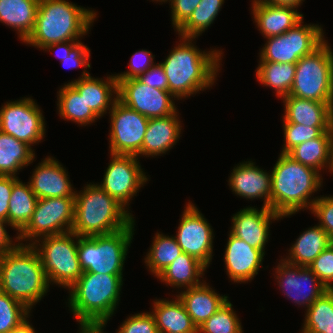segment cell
Returning <instances> with one entry per match:
<instances>
[{
    "label": "cell",
    "instance_id": "1",
    "mask_svg": "<svg viewBox=\"0 0 333 333\" xmlns=\"http://www.w3.org/2000/svg\"><path fill=\"white\" fill-rule=\"evenodd\" d=\"M179 37L181 43L160 63L167 76L168 91L178 100L212 87L223 55L217 49L200 51L192 43L195 38Z\"/></svg>",
    "mask_w": 333,
    "mask_h": 333
},
{
    "label": "cell",
    "instance_id": "2",
    "mask_svg": "<svg viewBox=\"0 0 333 333\" xmlns=\"http://www.w3.org/2000/svg\"><path fill=\"white\" fill-rule=\"evenodd\" d=\"M96 16L94 10L66 0H39L33 31L24 43L42 50L54 43L79 41Z\"/></svg>",
    "mask_w": 333,
    "mask_h": 333
},
{
    "label": "cell",
    "instance_id": "3",
    "mask_svg": "<svg viewBox=\"0 0 333 333\" xmlns=\"http://www.w3.org/2000/svg\"><path fill=\"white\" fill-rule=\"evenodd\" d=\"M321 177L314 168L280 153L271 171V210L281 217H288L304 208L311 210L317 197H310L322 186Z\"/></svg>",
    "mask_w": 333,
    "mask_h": 333
},
{
    "label": "cell",
    "instance_id": "4",
    "mask_svg": "<svg viewBox=\"0 0 333 333\" xmlns=\"http://www.w3.org/2000/svg\"><path fill=\"white\" fill-rule=\"evenodd\" d=\"M49 286L40 256L31 244L17 243L0 257V291L28 309L47 294Z\"/></svg>",
    "mask_w": 333,
    "mask_h": 333
},
{
    "label": "cell",
    "instance_id": "5",
    "mask_svg": "<svg viewBox=\"0 0 333 333\" xmlns=\"http://www.w3.org/2000/svg\"><path fill=\"white\" fill-rule=\"evenodd\" d=\"M128 210L98 184H87L83 191H76L71 231L79 237L117 232L134 221Z\"/></svg>",
    "mask_w": 333,
    "mask_h": 333
},
{
    "label": "cell",
    "instance_id": "6",
    "mask_svg": "<svg viewBox=\"0 0 333 333\" xmlns=\"http://www.w3.org/2000/svg\"><path fill=\"white\" fill-rule=\"evenodd\" d=\"M122 284L123 275L83 272L69 288L68 307L76 321L108 322L117 309Z\"/></svg>",
    "mask_w": 333,
    "mask_h": 333
},
{
    "label": "cell",
    "instance_id": "7",
    "mask_svg": "<svg viewBox=\"0 0 333 333\" xmlns=\"http://www.w3.org/2000/svg\"><path fill=\"white\" fill-rule=\"evenodd\" d=\"M134 225L135 221L122 230L105 235L78 236V258L82 271L123 275V265L135 231Z\"/></svg>",
    "mask_w": 333,
    "mask_h": 333
},
{
    "label": "cell",
    "instance_id": "8",
    "mask_svg": "<svg viewBox=\"0 0 333 333\" xmlns=\"http://www.w3.org/2000/svg\"><path fill=\"white\" fill-rule=\"evenodd\" d=\"M32 246L40 256L49 284L69 289L83 274L78 258V235L72 231L41 237Z\"/></svg>",
    "mask_w": 333,
    "mask_h": 333
},
{
    "label": "cell",
    "instance_id": "9",
    "mask_svg": "<svg viewBox=\"0 0 333 333\" xmlns=\"http://www.w3.org/2000/svg\"><path fill=\"white\" fill-rule=\"evenodd\" d=\"M290 96L333 103V52L327 40L296 63Z\"/></svg>",
    "mask_w": 333,
    "mask_h": 333
},
{
    "label": "cell",
    "instance_id": "10",
    "mask_svg": "<svg viewBox=\"0 0 333 333\" xmlns=\"http://www.w3.org/2000/svg\"><path fill=\"white\" fill-rule=\"evenodd\" d=\"M303 19L285 33L267 37L260 61L296 64L300 58L313 53L326 40L318 24L302 25Z\"/></svg>",
    "mask_w": 333,
    "mask_h": 333
},
{
    "label": "cell",
    "instance_id": "11",
    "mask_svg": "<svg viewBox=\"0 0 333 333\" xmlns=\"http://www.w3.org/2000/svg\"><path fill=\"white\" fill-rule=\"evenodd\" d=\"M75 197L38 199L33 215L27 225L15 237L16 241L33 244L45 236L71 232L74 223Z\"/></svg>",
    "mask_w": 333,
    "mask_h": 333
},
{
    "label": "cell",
    "instance_id": "12",
    "mask_svg": "<svg viewBox=\"0 0 333 333\" xmlns=\"http://www.w3.org/2000/svg\"><path fill=\"white\" fill-rule=\"evenodd\" d=\"M34 99L10 101L0 108V131L30 146L45 136V119Z\"/></svg>",
    "mask_w": 333,
    "mask_h": 333
},
{
    "label": "cell",
    "instance_id": "13",
    "mask_svg": "<svg viewBox=\"0 0 333 333\" xmlns=\"http://www.w3.org/2000/svg\"><path fill=\"white\" fill-rule=\"evenodd\" d=\"M108 113L111 120L110 153L137 156L142 149L149 119L118 99Z\"/></svg>",
    "mask_w": 333,
    "mask_h": 333
},
{
    "label": "cell",
    "instance_id": "14",
    "mask_svg": "<svg viewBox=\"0 0 333 333\" xmlns=\"http://www.w3.org/2000/svg\"><path fill=\"white\" fill-rule=\"evenodd\" d=\"M110 156L111 162L98 185L126 208L148 178L137 156L111 153Z\"/></svg>",
    "mask_w": 333,
    "mask_h": 333
},
{
    "label": "cell",
    "instance_id": "15",
    "mask_svg": "<svg viewBox=\"0 0 333 333\" xmlns=\"http://www.w3.org/2000/svg\"><path fill=\"white\" fill-rule=\"evenodd\" d=\"M117 81L118 100L148 119L178 112L174 103L175 97L169 91L152 88L137 78L117 79Z\"/></svg>",
    "mask_w": 333,
    "mask_h": 333
},
{
    "label": "cell",
    "instance_id": "16",
    "mask_svg": "<svg viewBox=\"0 0 333 333\" xmlns=\"http://www.w3.org/2000/svg\"><path fill=\"white\" fill-rule=\"evenodd\" d=\"M213 229L192 202H188L182 214L175 236L182 252L195 257L209 267L213 254Z\"/></svg>",
    "mask_w": 333,
    "mask_h": 333
},
{
    "label": "cell",
    "instance_id": "17",
    "mask_svg": "<svg viewBox=\"0 0 333 333\" xmlns=\"http://www.w3.org/2000/svg\"><path fill=\"white\" fill-rule=\"evenodd\" d=\"M276 279L286 297L308 309L328 289L308 268L281 259L276 266Z\"/></svg>",
    "mask_w": 333,
    "mask_h": 333
},
{
    "label": "cell",
    "instance_id": "18",
    "mask_svg": "<svg viewBox=\"0 0 333 333\" xmlns=\"http://www.w3.org/2000/svg\"><path fill=\"white\" fill-rule=\"evenodd\" d=\"M281 218L278 213L268 207L262 206L260 210L246 207L233 215L230 233L265 254L264 248L269 239L271 220Z\"/></svg>",
    "mask_w": 333,
    "mask_h": 333
},
{
    "label": "cell",
    "instance_id": "19",
    "mask_svg": "<svg viewBox=\"0 0 333 333\" xmlns=\"http://www.w3.org/2000/svg\"><path fill=\"white\" fill-rule=\"evenodd\" d=\"M228 235L223 257L226 273L234 283L251 281L258 274L265 254L231 233Z\"/></svg>",
    "mask_w": 333,
    "mask_h": 333
},
{
    "label": "cell",
    "instance_id": "20",
    "mask_svg": "<svg viewBox=\"0 0 333 333\" xmlns=\"http://www.w3.org/2000/svg\"><path fill=\"white\" fill-rule=\"evenodd\" d=\"M232 192L246 199H263V207L271 209V173L260 169L252 161H244L234 167L229 176Z\"/></svg>",
    "mask_w": 333,
    "mask_h": 333
},
{
    "label": "cell",
    "instance_id": "21",
    "mask_svg": "<svg viewBox=\"0 0 333 333\" xmlns=\"http://www.w3.org/2000/svg\"><path fill=\"white\" fill-rule=\"evenodd\" d=\"M29 183L38 199L75 197L68 172L54 157L45 158L34 169Z\"/></svg>",
    "mask_w": 333,
    "mask_h": 333
},
{
    "label": "cell",
    "instance_id": "22",
    "mask_svg": "<svg viewBox=\"0 0 333 333\" xmlns=\"http://www.w3.org/2000/svg\"><path fill=\"white\" fill-rule=\"evenodd\" d=\"M251 9L256 26L264 38L285 33L304 17L294 7L271 5L259 0L252 1Z\"/></svg>",
    "mask_w": 333,
    "mask_h": 333
},
{
    "label": "cell",
    "instance_id": "23",
    "mask_svg": "<svg viewBox=\"0 0 333 333\" xmlns=\"http://www.w3.org/2000/svg\"><path fill=\"white\" fill-rule=\"evenodd\" d=\"M178 113L159 118H150L143 138L141 156H160L166 154L180 138L181 121Z\"/></svg>",
    "mask_w": 333,
    "mask_h": 333
},
{
    "label": "cell",
    "instance_id": "24",
    "mask_svg": "<svg viewBox=\"0 0 333 333\" xmlns=\"http://www.w3.org/2000/svg\"><path fill=\"white\" fill-rule=\"evenodd\" d=\"M69 83L79 92L87 106L99 119L107 113V110L112 109L118 99V81L115 75H109L105 80L89 75L84 78L79 77Z\"/></svg>",
    "mask_w": 333,
    "mask_h": 333
},
{
    "label": "cell",
    "instance_id": "25",
    "mask_svg": "<svg viewBox=\"0 0 333 333\" xmlns=\"http://www.w3.org/2000/svg\"><path fill=\"white\" fill-rule=\"evenodd\" d=\"M282 98L285 107L283 122L310 127H331L333 103H322L290 95Z\"/></svg>",
    "mask_w": 333,
    "mask_h": 333
},
{
    "label": "cell",
    "instance_id": "26",
    "mask_svg": "<svg viewBox=\"0 0 333 333\" xmlns=\"http://www.w3.org/2000/svg\"><path fill=\"white\" fill-rule=\"evenodd\" d=\"M179 293L178 298L197 328L229 300L228 296L216 293L205 281Z\"/></svg>",
    "mask_w": 333,
    "mask_h": 333
},
{
    "label": "cell",
    "instance_id": "27",
    "mask_svg": "<svg viewBox=\"0 0 333 333\" xmlns=\"http://www.w3.org/2000/svg\"><path fill=\"white\" fill-rule=\"evenodd\" d=\"M151 313L155 318L159 333H198L197 326L177 295L175 300L170 301L169 299H155Z\"/></svg>",
    "mask_w": 333,
    "mask_h": 333
},
{
    "label": "cell",
    "instance_id": "28",
    "mask_svg": "<svg viewBox=\"0 0 333 333\" xmlns=\"http://www.w3.org/2000/svg\"><path fill=\"white\" fill-rule=\"evenodd\" d=\"M293 160L321 172L324 168L333 172L330 130L319 137L305 141L292 148L288 153Z\"/></svg>",
    "mask_w": 333,
    "mask_h": 333
},
{
    "label": "cell",
    "instance_id": "29",
    "mask_svg": "<svg viewBox=\"0 0 333 333\" xmlns=\"http://www.w3.org/2000/svg\"><path fill=\"white\" fill-rule=\"evenodd\" d=\"M332 241L326 231L318 224L304 231L290 247L289 255L284 260L290 264L309 267L315 258Z\"/></svg>",
    "mask_w": 333,
    "mask_h": 333
},
{
    "label": "cell",
    "instance_id": "30",
    "mask_svg": "<svg viewBox=\"0 0 333 333\" xmlns=\"http://www.w3.org/2000/svg\"><path fill=\"white\" fill-rule=\"evenodd\" d=\"M39 0H0V22L18 31L24 42L33 31Z\"/></svg>",
    "mask_w": 333,
    "mask_h": 333
},
{
    "label": "cell",
    "instance_id": "31",
    "mask_svg": "<svg viewBox=\"0 0 333 333\" xmlns=\"http://www.w3.org/2000/svg\"><path fill=\"white\" fill-rule=\"evenodd\" d=\"M206 269L195 257L182 252L157 278L166 285L186 289L202 284L201 276Z\"/></svg>",
    "mask_w": 333,
    "mask_h": 333
},
{
    "label": "cell",
    "instance_id": "32",
    "mask_svg": "<svg viewBox=\"0 0 333 333\" xmlns=\"http://www.w3.org/2000/svg\"><path fill=\"white\" fill-rule=\"evenodd\" d=\"M27 143L0 131V175L17 177V172L35 159Z\"/></svg>",
    "mask_w": 333,
    "mask_h": 333
},
{
    "label": "cell",
    "instance_id": "33",
    "mask_svg": "<svg viewBox=\"0 0 333 333\" xmlns=\"http://www.w3.org/2000/svg\"><path fill=\"white\" fill-rule=\"evenodd\" d=\"M38 198L31 187L20 179L13 185L9 200L8 224L18 230L17 234L27 225L35 210Z\"/></svg>",
    "mask_w": 333,
    "mask_h": 333
},
{
    "label": "cell",
    "instance_id": "34",
    "mask_svg": "<svg viewBox=\"0 0 333 333\" xmlns=\"http://www.w3.org/2000/svg\"><path fill=\"white\" fill-rule=\"evenodd\" d=\"M61 87L58 92L57 105L58 113L63 119L82 126L98 120L99 117L87 106L84 98L70 83Z\"/></svg>",
    "mask_w": 333,
    "mask_h": 333
},
{
    "label": "cell",
    "instance_id": "35",
    "mask_svg": "<svg viewBox=\"0 0 333 333\" xmlns=\"http://www.w3.org/2000/svg\"><path fill=\"white\" fill-rule=\"evenodd\" d=\"M256 71L257 80L264 86H269L282 97L289 95L294 83L296 64L259 61Z\"/></svg>",
    "mask_w": 333,
    "mask_h": 333
},
{
    "label": "cell",
    "instance_id": "36",
    "mask_svg": "<svg viewBox=\"0 0 333 333\" xmlns=\"http://www.w3.org/2000/svg\"><path fill=\"white\" fill-rule=\"evenodd\" d=\"M302 333H333V289H328L306 309Z\"/></svg>",
    "mask_w": 333,
    "mask_h": 333
},
{
    "label": "cell",
    "instance_id": "37",
    "mask_svg": "<svg viewBox=\"0 0 333 333\" xmlns=\"http://www.w3.org/2000/svg\"><path fill=\"white\" fill-rule=\"evenodd\" d=\"M153 238L145 263L149 268L148 270L157 277L182 253V250L175 236L156 233Z\"/></svg>",
    "mask_w": 333,
    "mask_h": 333
},
{
    "label": "cell",
    "instance_id": "38",
    "mask_svg": "<svg viewBox=\"0 0 333 333\" xmlns=\"http://www.w3.org/2000/svg\"><path fill=\"white\" fill-rule=\"evenodd\" d=\"M224 0H201L189 19L176 31L179 36L198 38L214 22Z\"/></svg>",
    "mask_w": 333,
    "mask_h": 333
},
{
    "label": "cell",
    "instance_id": "39",
    "mask_svg": "<svg viewBox=\"0 0 333 333\" xmlns=\"http://www.w3.org/2000/svg\"><path fill=\"white\" fill-rule=\"evenodd\" d=\"M228 300L198 327V333H243L241 322Z\"/></svg>",
    "mask_w": 333,
    "mask_h": 333
},
{
    "label": "cell",
    "instance_id": "40",
    "mask_svg": "<svg viewBox=\"0 0 333 333\" xmlns=\"http://www.w3.org/2000/svg\"><path fill=\"white\" fill-rule=\"evenodd\" d=\"M31 312L23 303L0 291V333H10Z\"/></svg>",
    "mask_w": 333,
    "mask_h": 333
},
{
    "label": "cell",
    "instance_id": "41",
    "mask_svg": "<svg viewBox=\"0 0 333 333\" xmlns=\"http://www.w3.org/2000/svg\"><path fill=\"white\" fill-rule=\"evenodd\" d=\"M283 132L285 143L281 153L287 154L297 145L319 137L323 132L330 130L331 127H310L301 124L283 122Z\"/></svg>",
    "mask_w": 333,
    "mask_h": 333
},
{
    "label": "cell",
    "instance_id": "42",
    "mask_svg": "<svg viewBox=\"0 0 333 333\" xmlns=\"http://www.w3.org/2000/svg\"><path fill=\"white\" fill-rule=\"evenodd\" d=\"M308 268L327 289H333V245L324 249Z\"/></svg>",
    "mask_w": 333,
    "mask_h": 333
},
{
    "label": "cell",
    "instance_id": "43",
    "mask_svg": "<svg viewBox=\"0 0 333 333\" xmlns=\"http://www.w3.org/2000/svg\"><path fill=\"white\" fill-rule=\"evenodd\" d=\"M119 333H159L155 318L150 312L137 313L122 322Z\"/></svg>",
    "mask_w": 333,
    "mask_h": 333
},
{
    "label": "cell",
    "instance_id": "44",
    "mask_svg": "<svg viewBox=\"0 0 333 333\" xmlns=\"http://www.w3.org/2000/svg\"><path fill=\"white\" fill-rule=\"evenodd\" d=\"M311 213L319 219V225L326 231L331 241L333 240V196L317 197Z\"/></svg>",
    "mask_w": 333,
    "mask_h": 333
},
{
    "label": "cell",
    "instance_id": "45",
    "mask_svg": "<svg viewBox=\"0 0 333 333\" xmlns=\"http://www.w3.org/2000/svg\"><path fill=\"white\" fill-rule=\"evenodd\" d=\"M154 57L155 56L148 50L142 49L141 51H136L135 54L132 55L129 62L130 70L116 74V79L138 78L155 64L153 60Z\"/></svg>",
    "mask_w": 333,
    "mask_h": 333
},
{
    "label": "cell",
    "instance_id": "46",
    "mask_svg": "<svg viewBox=\"0 0 333 333\" xmlns=\"http://www.w3.org/2000/svg\"><path fill=\"white\" fill-rule=\"evenodd\" d=\"M201 0H169L172 26L177 31L192 15Z\"/></svg>",
    "mask_w": 333,
    "mask_h": 333
},
{
    "label": "cell",
    "instance_id": "47",
    "mask_svg": "<svg viewBox=\"0 0 333 333\" xmlns=\"http://www.w3.org/2000/svg\"><path fill=\"white\" fill-rule=\"evenodd\" d=\"M90 61V49L84 45L81 41L71 50L69 57H65L61 63L63 67L77 68L84 67L81 78L87 77L90 74L87 72V68L91 67Z\"/></svg>",
    "mask_w": 333,
    "mask_h": 333
},
{
    "label": "cell",
    "instance_id": "48",
    "mask_svg": "<svg viewBox=\"0 0 333 333\" xmlns=\"http://www.w3.org/2000/svg\"><path fill=\"white\" fill-rule=\"evenodd\" d=\"M143 84L152 88L168 91V80L160 63L154 64L145 73L137 78Z\"/></svg>",
    "mask_w": 333,
    "mask_h": 333
},
{
    "label": "cell",
    "instance_id": "49",
    "mask_svg": "<svg viewBox=\"0 0 333 333\" xmlns=\"http://www.w3.org/2000/svg\"><path fill=\"white\" fill-rule=\"evenodd\" d=\"M18 180V177L0 175V218L7 222L12 187Z\"/></svg>",
    "mask_w": 333,
    "mask_h": 333
},
{
    "label": "cell",
    "instance_id": "50",
    "mask_svg": "<svg viewBox=\"0 0 333 333\" xmlns=\"http://www.w3.org/2000/svg\"><path fill=\"white\" fill-rule=\"evenodd\" d=\"M5 224L9 226L7 221L0 218V257L17 245L15 242L12 243L14 239L8 235Z\"/></svg>",
    "mask_w": 333,
    "mask_h": 333
},
{
    "label": "cell",
    "instance_id": "51",
    "mask_svg": "<svg viewBox=\"0 0 333 333\" xmlns=\"http://www.w3.org/2000/svg\"><path fill=\"white\" fill-rule=\"evenodd\" d=\"M80 41H66V42H59L54 43L51 45H48L43 48V50H55L56 49V55H58V58L63 61L65 57H69V53L71 50L79 43ZM60 55V56H59Z\"/></svg>",
    "mask_w": 333,
    "mask_h": 333
},
{
    "label": "cell",
    "instance_id": "52",
    "mask_svg": "<svg viewBox=\"0 0 333 333\" xmlns=\"http://www.w3.org/2000/svg\"><path fill=\"white\" fill-rule=\"evenodd\" d=\"M106 324L107 321H79V333H105L103 330ZM117 333H119L118 330Z\"/></svg>",
    "mask_w": 333,
    "mask_h": 333
},
{
    "label": "cell",
    "instance_id": "53",
    "mask_svg": "<svg viewBox=\"0 0 333 333\" xmlns=\"http://www.w3.org/2000/svg\"><path fill=\"white\" fill-rule=\"evenodd\" d=\"M263 3H268L271 5H278V6H289V7H294L298 8L301 4L302 1L304 0H259Z\"/></svg>",
    "mask_w": 333,
    "mask_h": 333
},
{
    "label": "cell",
    "instance_id": "54",
    "mask_svg": "<svg viewBox=\"0 0 333 333\" xmlns=\"http://www.w3.org/2000/svg\"><path fill=\"white\" fill-rule=\"evenodd\" d=\"M28 319L23 320L18 326H16L10 333H36L32 325H30Z\"/></svg>",
    "mask_w": 333,
    "mask_h": 333
},
{
    "label": "cell",
    "instance_id": "55",
    "mask_svg": "<svg viewBox=\"0 0 333 333\" xmlns=\"http://www.w3.org/2000/svg\"><path fill=\"white\" fill-rule=\"evenodd\" d=\"M330 132H331L332 162H333V119H332V123H331Z\"/></svg>",
    "mask_w": 333,
    "mask_h": 333
},
{
    "label": "cell",
    "instance_id": "56",
    "mask_svg": "<svg viewBox=\"0 0 333 333\" xmlns=\"http://www.w3.org/2000/svg\"><path fill=\"white\" fill-rule=\"evenodd\" d=\"M152 1H157V2L159 1V2L162 3V2H167V1H169V0H152Z\"/></svg>",
    "mask_w": 333,
    "mask_h": 333
}]
</instances>
